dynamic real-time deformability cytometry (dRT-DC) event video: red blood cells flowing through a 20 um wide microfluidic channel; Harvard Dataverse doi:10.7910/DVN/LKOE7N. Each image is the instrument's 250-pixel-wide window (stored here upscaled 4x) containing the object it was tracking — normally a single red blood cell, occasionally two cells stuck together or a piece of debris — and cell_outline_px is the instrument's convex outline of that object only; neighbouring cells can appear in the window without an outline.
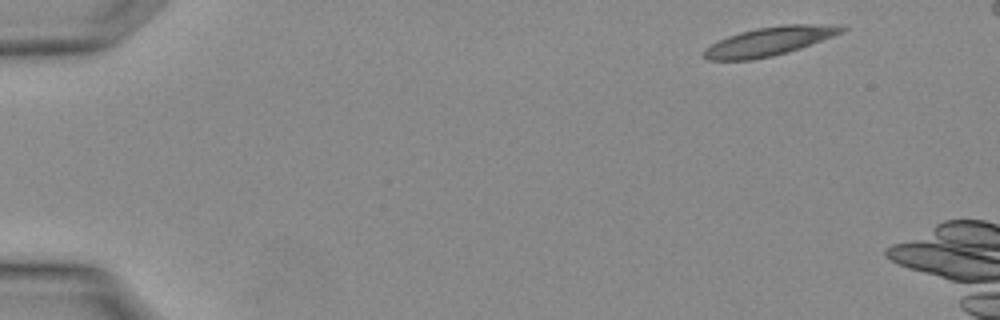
{"species": "Egyptian fruit bat (a non-hibernating species)", "species_latin": "Rousettus aegyptiacus", "temperature_condition": "warm", "stored_images_in_passage": 3, "camera_frame_rate_fps": 3000, "um_per_image_px": 0.085, "animal": {"sex": "female"}, "frame": {"image": 1, "passage_image": 1, "time_ms": 0.0, "image_size_px": [1000, 320], "cell_outline_px": [[848, 28], [844, 32], [800, 48], [772, 56], [752, 60], [708, 60], [704, 56], [704, 48], [728, 36], [740, 32], [756, 28], [784, 24], [812, 24]], "centroid_in_image_um": [65.35, 3.52], "position_along_channel_um": 19.7, "area_um2": 22.66}}